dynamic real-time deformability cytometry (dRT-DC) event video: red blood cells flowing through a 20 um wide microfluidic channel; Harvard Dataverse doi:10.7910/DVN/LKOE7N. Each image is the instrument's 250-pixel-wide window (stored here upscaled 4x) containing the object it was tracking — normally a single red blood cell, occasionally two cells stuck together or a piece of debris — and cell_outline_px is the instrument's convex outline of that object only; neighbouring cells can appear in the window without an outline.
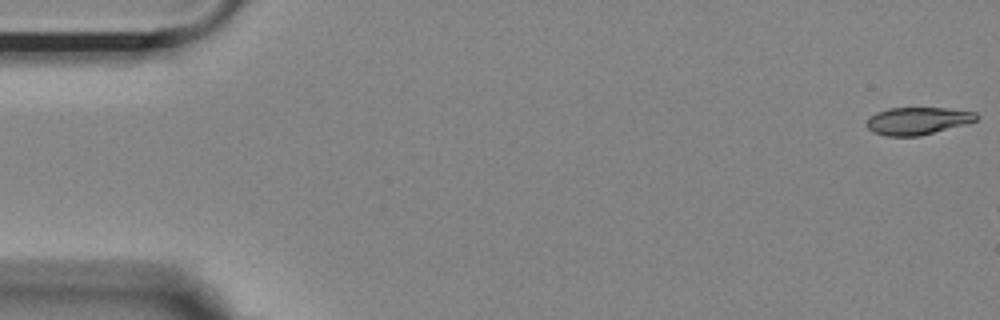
{"species": "Egyptian fruit bat (a non-hibernating species)", "species_latin": "Rousettus aegyptiacus", "temperature_condition": "room temperature", "stored_images_in_passage": 7, "camera_frame_rate_fps": 3000, "um_per_image_px": 0.085, "animal": {"sex": "female"}, "frame": {"image": 1, "passage_image": 1, "time_ms": 0.0, "image_size_px": [1000, 320], "cell_outline_px": [[980, 116], [976, 120], [968, 124], [920, 136], [884, 136], [872, 132], [864, 124], [876, 112], [888, 108], [944, 108], [976, 112]], "centroid_in_image_um": [78.01, 10.28], "position_along_channel_um": 7.0, "area_um2": 17.74}}